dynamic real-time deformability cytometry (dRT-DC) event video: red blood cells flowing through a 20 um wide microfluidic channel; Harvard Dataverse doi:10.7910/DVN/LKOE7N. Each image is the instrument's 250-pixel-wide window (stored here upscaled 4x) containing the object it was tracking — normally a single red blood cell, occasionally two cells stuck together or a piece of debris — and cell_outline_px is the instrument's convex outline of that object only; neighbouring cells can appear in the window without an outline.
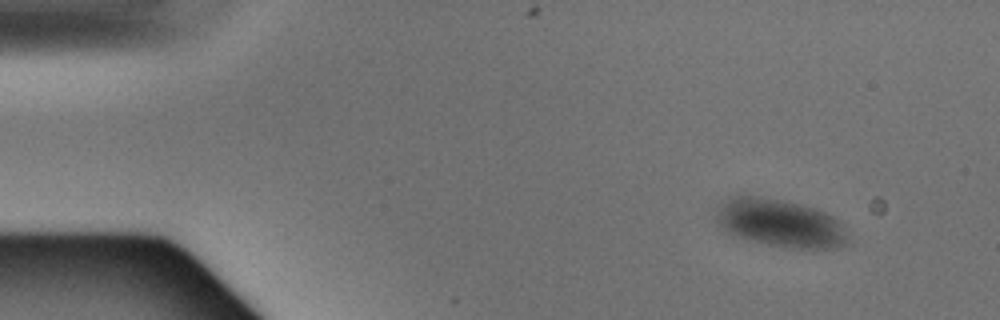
{"species": "Egyptian fruit bat (a non-hibernating species)", "species_latin": "Rousettus aegyptiacus", "temperature_condition": "warm", "stored_images_in_passage": 3, "camera_frame_rate_fps": 3000, "um_per_image_px": 0.085, "animal": {"sex": "male"}, "frame": {"image": 1, "passage_image": 1, "time_ms": 0.0, "image_size_px": [1000, 320], "cell_outline_px": [[848, 240], [840, 248], [792, 248], [768, 244], [736, 236], [728, 232], [716, 220], [716, 208], [728, 200], [736, 196], [752, 196], [780, 200], [816, 208], [840, 220]], "centroid_in_image_um": [66.34, 18.97], "position_along_channel_um": 18.7, "area_um2": 36.07}}
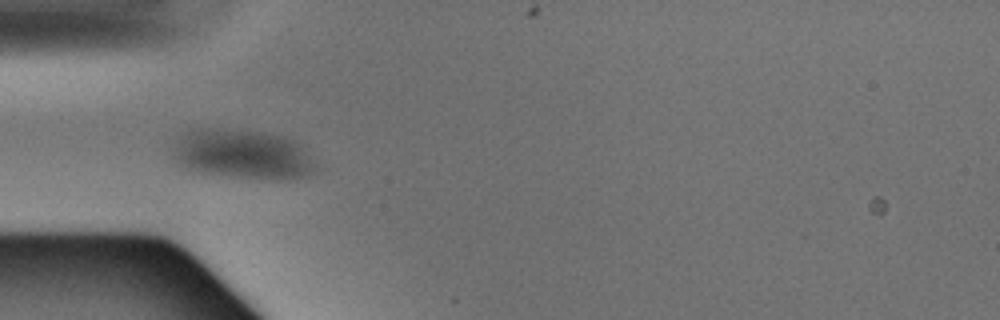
{"frame": {"image": 2, "passage_image": 3, "time_ms": 0.667, "image_size_px": [1000, 320], "cell_outline_px": [[316, 168], [308, 176], [288, 180], [272, 180], [228, 176], [200, 172], [184, 168], [172, 160], [172, 152], [176, 136], [196, 128], [220, 128], [264, 132], [280, 136], [292, 140], [300, 144]], "centroid_in_image_um": [20.53, 13.12], "position_along_channel_um": 64.5, "area_um2": 41.67}}